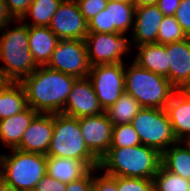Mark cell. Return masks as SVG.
Returning <instances> with one entry per match:
<instances>
[{"label":"cell","mask_w":190,"mask_h":191,"mask_svg":"<svg viewBox=\"0 0 190 191\" xmlns=\"http://www.w3.org/2000/svg\"><path fill=\"white\" fill-rule=\"evenodd\" d=\"M75 76L38 66L20 83L26 93L29 107L44 114H59L64 110Z\"/></svg>","instance_id":"cell-1"},{"label":"cell","mask_w":190,"mask_h":191,"mask_svg":"<svg viewBox=\"0 0 190 191\" xmlns=\"http://www.w3.org/2000/svg\"><path fill=\"white\" fill-rule=\"evenodd\" d=\"M160 166L161 153L141 144L110 147L99 160L98 168L110 176L153 179Z\"/></svg>","instance_id":"cell-2"},{"label":"cell","mask_w":190,"mask_h":191,"mask_svg":"<svg viewBox=\"0 0 190 191\" xmlns=\"http://www.w3.org/2000/svg\"><path fill=\"white\" fill-rule=\"evenodd\" d=\"M15 24L14 27H11ZM11 25V26H10ZM28 25L21 20L8 22L0 31V70L11 82H21L36 69L28 42Z\"/></svg>","instance_id":"cell-3"},{"label":"cell","mask_w":190,"mask_h":191,"mask_svg":"<svg viewBox=\"0 0 190 191\" xmlns=\"http://www.w3.org/2000/svg\"><path fill=\"white\" fill-rule=\"evenodd\" d=\"M176 90L166 77L140 67L133 60L125 62V92L142 108L165 109Z\"/></svg>","instance_id":"cell-4"},{"label":"cell","mask_w":190,"mask_h":191,"mask_svg":"<svg viewBox=\"0 0 190 191\" xmlns=\"http://www.w3.org/2000/svg\"><path fill=\"white\" fill-rule=\"evenodd\" d=\"M47 155L10 149L0 154L1 179L18 191H33L47 174Z\"/></svg>","instance_id":"cell-5"},{"label":"cell","mask_w":190,"mask_h":191,"mask_svg":"<svg viewBox=\"0 0 190 191\" xmlns=\"http://www.w3.org/2000/svg\"><path fill=\"white\" fill-rule=\"evenodd\" d=\"M47 156L74 158L90 169L98 168L99 160L88 150L81 134L79 118L54 114V130Z\"/></svg>","instance_id":"cell-6"},{"label":"cell","mask_w":190,"mask_h":191,"mask_svg":"<svg viewBox=\"0 0 190 191\" xmlns=\"http://www.w3.org/2000/svg\"><path fill=\"white\" fill-rule=\"evenodd\" d=\"M141 144L163 153L178 142L165 109L142 108L130 123Z\"/></svg>","instance_id":"cell-7"},{"label":"cell","mask_w":190,"mask_h":191,"mask_svg":"<svg viewBox=\"0 0 190 191\" xmlns=\"http://www.w3.org/2000/svg\"><path fill=\"white\" fill-rule=\"evenodd\" d=\"M131 34L88 33L84 38L88 59L91 66L125 63V55H130L133 48Z\"/></svg>","instance_id":"cell-8"},{"label":"cell","mask_w":190,"mask_h":191,"mask_svg":"<svg viewBox=\"0 0 190 191\" xmlns=\"http://www.w3.org/2000/svg\"><path fill=\"white\" fill-rule=\"evenodd\" d=\"M88 78L105 111L125 92V63L91 66Z\"/></svg>","instance_id":"cell-9"},{"label":"cell","mask_w":190,"mask_h":191,"mask_svg":"<svg viewBox=\"0 0 190 191\" xmlns=\"http://www.w3.org/2000/svg\"><path fill=\"white\" fill-rule=\"evenodd\" d=\"M46 67L87 78L91 69L84 40H59Z\"/></svg>","instance_id":"cell-10"},{"label":"cell","mask_w":190,"mask_h":191,"mask_svg":"<svg viewBox=\"0 0 190 191\" xmlns=\"http://www.w3.org/2000/svg\"><path fill=\"white\" fill-rule=\"evenodd\" d=\"M135 11L136 7L132 2L108 0L107 7L88 21V31L89 33L131 34Z\"/></svg>","instance_id":"cell-11"},{"label":"cell","mask_w":190,"mask_h":191,"mask_svg":"<svg viewBox=\"0 0 190 191\" xmlns=\"http://www.w3.org/2000/svg\"><path fill=\"white\" fill-rule=\"evenodd\" d=\"M48 27L60 40H84L89 33L75 0H63Z\"/></svg>","instance_id":"cell-12"},{"label":"cell","mask_w":190,"mask_h":191,"mask_svg":"<svg viewBox=\"0 0 190 191\" xmlns=\"http://www.w3.org/2000/svg\"><path fill=\"white\" fill-rule=\"evenodd\" d=\"M79 126L88 150L100 160L112 142L113 125L106 112L79 118Z\"/></svg>","instance_id":"cell-13"},{"label":"cell","mask_w":190,"mask_h":191,"mask_svg":"<svg viewBox=\"0 0 190 191\" xmlns=\"http://www.w3.org/2000/svg\"><path fill=\"white\" fill-rule=\"evenodd\" d=\"M105 112L101 107L89 78H77L65 104L63 114L81 118Z\"/></svg>","instance_id":"cell-14"},{"label":"cell","mask_w":190,"mask_h":191,"mask_svg":"<svg viewBox=\"0 0 190 191\" xmlns=\"http://www.w3.org/2000/svg\"><path fill=\"white\" fill-rule=\"evenodd\" d=\"M54 130V114L38 113L23 133L18 150L47 155Z\"/></svg>","instance_id":"cell-15"},{"label":"cell","mask_w":190,"mask_h":191,"mask_svg":"<svg viewBox=\"0 0 190 191\" xmlns=\"http://www.w3.org/2000/svg\"><path fill=\"white\" fill-rule=\"evenodd\" d=\"M164 15L157 5L137 7L133 32L129 36L133 48L143 44L157 43V33Z\"/></svg>","instance_id":"cell-16"},{"label":"cell","mask_w":190,"mask_h":191,"mask_svg":"<svg viewBox=\"0 0 190 191\" xmlns=\"http://www.w3.org/2000/svg\"><path fill=\"white\" fill-rule=\"evenodd\" d=\"M169 81L180 90L190 80V37L166 44Z\"/></svg>","instance_id":"cell-17"},{"label":"cell","mask_w":190,"mask_h":191,"mask_svg":"<svg viewBox=\"0 0 190 191\" xmlns=\"http://www.w3.org/2000/svg\"><path fill=\"white\" fill-rule=\"evenodd\" d=\"M173 133L178 141L190 138V98L176 90L165 107Z\"/></svg>","instance_id":"cell-18"},{"label":"cell","mask_w":190,"mask_h":191,"mask_svg":"<svg viewBox=\"0 0 190 191\" xmlns=\"http://www.w3.org/2000/svg\"><path fill=\"white\" fill-rule=\"evenodd\" d=\"M29 49L37 66H46L59 38L48 26H28Z\"/></svg>","instance_id":"cell-19"},{"label":"cell","mask_w":190,"mask_h":191,"mask_svg":"<svg viewBox=\"0 0 190 191\" xmlns=\"http://www.w3.org/2000/svg\"><path fill=\"white\" fill-rule=\"evenodd\" d=\"M37 114V111L28 106L18 114L0 120V142L2 145H5L9 150L16 149L20 145L23 133Z\"/></svg>","instance_id":"cell-20"},{"label":"cell","mask_w":190,"mask_h":191,"mask_svg":"<svg viewBox=\"0 0 190 191\" xmlns=\"http://www.w3.org/2000/svg\"><path fill=\"white\" fill-rule=\"evenodd\" d=\"M134 48H136V53L131 60L136 62L140 67L164 76L169 80L166 45L151 43L136 46Z\"/></svg>","instance_id":"cell-21"},{"label":"cell","mask_w":190,"mask_h":191,"mask_svg":"<svg viewBox=\"0 0 190 191\" xmlns=\"http://www.w3.org/2000/svg\"><path fill=\"white\" fill-rule=\"evenodd\" d=\"M46 170L47 175L67 184L84 177L91 169L74 158L47 156Z\"/></svg>","instance_id":"cell-22"},{"label":"cell","mask_w":190,"mask_h":191,"mask_svg":"<svg viewBox=\"0 0 190 191\" xmlns=\"http://www.w3.org/2000/svg\"><path fill=\"white\" fill-rule=\"evenodd\" d=\"M161 166L190 181V147L178 141L161 154Z\"/></svg>","instance_id":"cell-23"},{"label":"cell","mask_w":190,"mask_h":191,"mask_svg":"<svg viewBox=\"0 0 190 191\" xmlns=\"http://www.w3.org/2000/svg\"><path fill=\"white\" fill-rule=\"evenodd\" d=\"M27 107L26 93L20 82H11L0 92V120L12 117Z\"/></svg>","instance_id":"cell-24"},{"label":"cell","mask_w":190,"mask_h":191,"mask_svg":"<svg viewBox=\"0 0 190 191\" xmlns=\"http://www.w3.org/2000/svg\"><path fill=\"white\" fill-rule=\"evenodd\" d=\"M141 109L140 103L133 96L124 92L105 112L114 126L131 123Z\"/></svg>","instance_id":"cell-25"},{"label":"cell","mask_w":190,"mask_h":191,"mask_svg":"<svg viewBox=\"0 0 190 191\" xmlns=\"http://www.w3.org/2000/svg\"><path fill=\"white\" fill-rule=\"evenodd\" d=\"M63 0H33L21 21L28 26H49ZM27 20V21H26ZM32 20L31 22H29Z\"/></svg>","instance_id":"cell-26"},{"label":"cell","mask_w":190,"mask_h":191,"mask_svg":"<svg viewBox=\"0 0 190 191\" xmlns=\"http://www.w3.org/2000/svg\"><path fill=\"white\" fill-rule=\"evenodd\" d=\"M155 191H190V181L159 167L153 178Z\"/></svg>","instance_id":"cell-27"},{"label":"cell","mask_w":190,"mask_h":191,"mask_svg":"<svg viewBox=\"0 0 190 191\" xmlns=\"http://www.w3.org/2000/svg\"><path fill=\"white\" fill-rule=\"evenodd\" d=\"M157 33V43L166 45L187 38L174 16H164Z\"/></svg>","instance_id":"cell-28"},{"label":"cell","mask_w":190,"mask_h":191,"mask_svg":"<svg viewBox=\"0 0 190 191\" xmlns=\"http://www.w3.org/2000/svg\"><path fill=\"white\" fill-rule=\"evenodd\" d=\"M137 145H141V142L138 133L130 123L113 126L110 147H130Z\"/></svg>","instance_id":"cell-29"},{"label":"cell","mask_w":190,"mask_h":191,"mask_svg":"<svg viewBox=\"0 0 190 191\" xmlns=\"http://www.w3.org/2000/svg\"><path fill=\"white\" fill-rule=\"evenodd\" d=\"M118 191H155L153 179L117 177Z\"/></svg>","instance_id":"cell-30"},{"label":"cell","mask_w":190,"mask_h":191,"mask_svg":"<svg viewBox=\"0 0 190 191\" xmlns=\"http://www.w3.org/2000/svg\"><path fill=\"white\" fill-rule=\"evenodd\" d=\"M92 191H118L117 176H110L99 168H93Z\"/></svg>","instance_id":"cell-31"},{"label":"cell","mask_w":190,"mask_h":191,"mask_svg":"<svg viewBox=\"0 0 190 191\" xmlns=\"http://www.w3.org/2000/svg\"><path fill=\"white\" fill-rule=\"evenodd\" d=\"M79 10L88 22L107 7L108 0H75Z\"/></svg>","instance_id":"cell-32"},{"label":"cell","mask_w":190,"mask_h":191,"mask_svg":"<svg viewBox=\"0 0 190 191\" xmlns=\"http://www.w3.org/2000/svg\"><path fill=\"white\" fill-rule=\"evenodd\" d=\"M174 17L186 36L190 37V0H181Z\"/></svg>","instance_id":"cell-33"},{"label":"cell","mask_w":190,"mask_h":191,"mask_svg":"<svg viewBox=\"0 0 190 191\" xmlns=\"http://www.w3.org/2000/svg\"><path fill=\"white\" fill-rule=\"evenodd\" d=\"M13 20H21L33 0H4Z\"/></svg>","instance_id":"cell-34"},{"label":"cell","mask_w":190,"mask_h":191,"mask_svg":"<svg viewBox=\"0 0 190 191\" xmlns=\"http://www.w3.org/2000/svg\"><path fill=\"white\" fill-rule=\"evenodd\" d=\"M66 183L57 179L44 175L42 179L36 184L33 191H65Z\"/></svg>","instance_id":"cell-35"},{"label":"cell","mask_w":190,"mask_h":191,"mask_svg":"<svg viewBox=\"0 0 190 191\" xmlns=\"http://www.w3.org/2000/svg\"><path fill=\"white\" fill-rule=\"evenodd\" d=\"M93 182V169H91L84 177L79 180L66 184L65 191H91Z\"/></svg>","instance_id":"cell-36"},{"label":"cell","mask_w":190,"mask_h":191,"mask_svg":"<svg viewBox=\"0 0 190 191\" xmlns=\"http://www.w3.org/2000/svg\"><path fill=\"white\" fill-rule=\"evenodd\" d=\"M181 0H159L157 6L164 16H174Z\"/></svg>","instance_id":"cell-37"},{"label":"cell","mask_w":190,"mask_h":191,"mask_svg":"<svg viewBox=\"0 0 190 191\" xmlns=\"http://www.w3.org/2000/svg\"><path fill=\"white\" fill-rule=\"evenodd\" d=\"M13 21L4 0H0V31L6 26L8 22Z\"/></svg>","instance_id":"cell-38"},{"label":"cell","mask_w":190,"mask_h":191,"mask_svg":"<svg viewBox=\"0 0 190 191\" xmlns=\"http://www.w3.org/2000/svg\"><path fill=\"white\" fill-rule=\"evenodd\" d=\"M158 1L159 0H132L131 2L137 8L142 6L156 5Z\"/></svg>","instance_id":"cell-39"},{"label":"cell","mask_w":190,"mask_h":191,"mask_svg":"<svg viewBox=\"0 0 190 191\" xmlns=\"http://www.w3.org/2000/svg\"><path fill=\"white\" fill-rule=\"evenodd\" d=\"M11 81L7 78V76L0 70V92L9 85Z\"/></svg>","instance_id":"cell-40"},{"label":"cell","mask_w":190,"mask_h":191,"mask_svg":"<svg viewBox=\"0 0 190 191\" xmlns=\"http://www.w3.org/2000/svg\"><path fill=\"white\" fill-rule=\"evenodd\" d=\"M0 191H18L14 187L5 183L2 179H0Z\"/></svg>","instance_id":"cell-41"},{"label":"cell","mask_w":190,"mask_h":191,"mask_svg":"<svg viewBox=\"0 0 190 191\" xmlns=\"http://www.w3.org/2000/svg\"><path fill=\"white\" fill-rule=\"evenodd\" d=\"M180 91L190 98V80L180 89Z\"/></svg>","instance_id":"cell-42"},{"label":"cell","mask_w":190,"mask_h":191,"mask_svg":"<svg viewBox=\"0 0 190 191\" xmlns=\"http://www.w3.org/2000/svg\"><path fill=\"white\" fill-rule=\"evenodd\" d=\"M115 1L131 2L132 0H115Z\"/></svg>","instance_id":"cell-43"},{"label":"cell","mask_w":190,"mask_h":191,"mask_svg":"<svg viewBox=\"0 0 190 191\" xmlns=\"http://www.w3.org/2000/svg\"><path fill=\"white\" fill-rule=\"evenodd\" d=\"M190 147V138L185 141Z\"/></svg>","instance_id":"cell-44"}]
</instances>
